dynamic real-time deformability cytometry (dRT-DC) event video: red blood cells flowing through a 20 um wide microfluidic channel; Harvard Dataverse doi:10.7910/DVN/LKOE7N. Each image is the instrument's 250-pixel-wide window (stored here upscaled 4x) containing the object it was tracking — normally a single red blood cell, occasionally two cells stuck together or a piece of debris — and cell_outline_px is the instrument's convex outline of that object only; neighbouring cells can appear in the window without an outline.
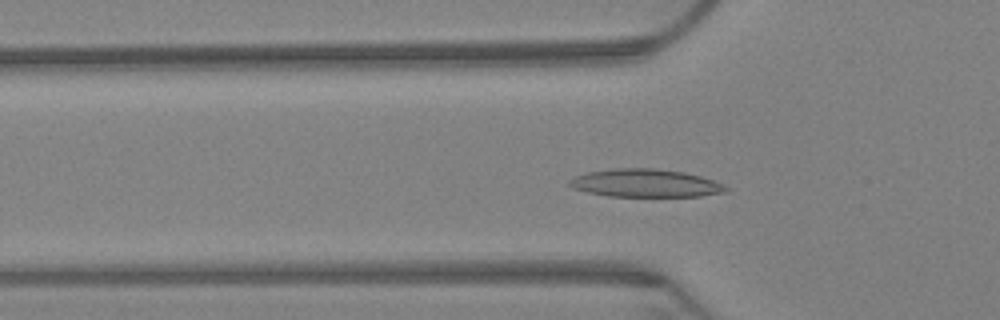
{"species": "Egyptian fruit bat (a non-hibernating species)", "species_latin": "Rousettus aegyptiacus", "temperature_condition": "warm", "stored_images_in_passage": 64, "camera_frame_rate_fps": 3000, "um_per_image_px": 0.085, "animal": {"sex": "female"}, "frame": {"image": 1, "passage_image": 21, "time_ms": 6.667, "image_size_px": [1000, 320], "cell_outline_px": [[728, 192], [700, 196], [608, 196], [588, 192], [572, 188], [568, 184], [568, 180], [576, 176], [588, 172], [612, 168], [656, 168], [684, 172], [700, 176], [724, 184], [728, 188]], "centroid_in_image_um": [54.87, 15.56], "position_along_channel_um": 70.9, "area_um2": 25.55}}
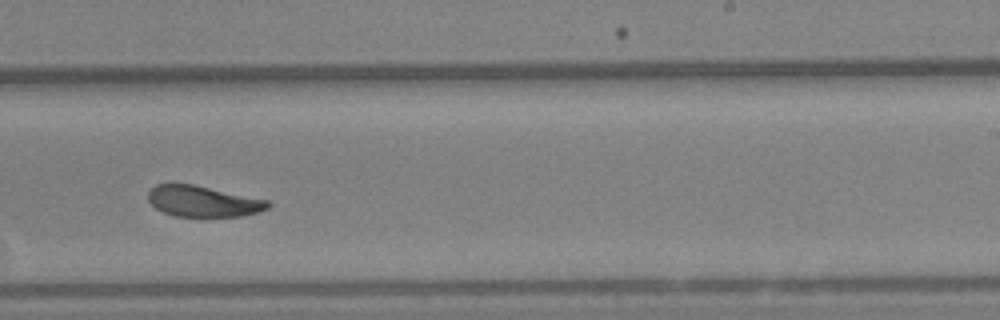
{"frame": {"image": 2, "passage_image": 40, "time_ms": 13.0, "image_size_px": [1000, 320], "cell_outline_px": [[272, 204], [268, 208], [260, 212], [240, 216], [176, 216], [164, 212], [156, 208], [148, 200], [148, 192], [156, 184], [192, 184], [268, 200]], "centroid_in_image_um": [17.28, 17.11], "position_along_channel_um": 271.7, "area_um2": 21.39}}
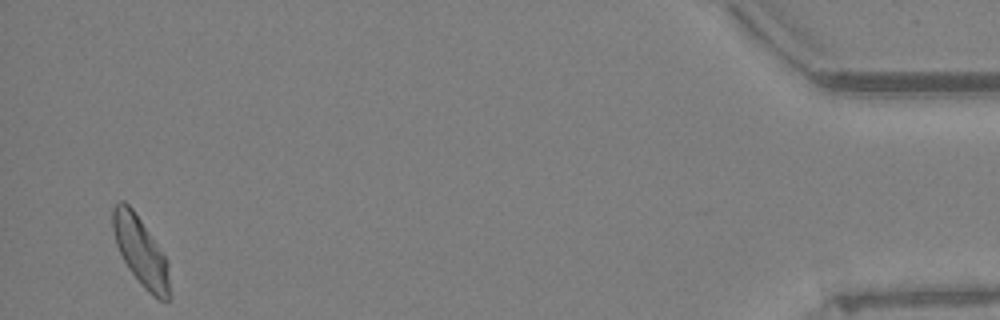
{"frame": {"image": 3, "passage_image": 62, "time_ms": 20.333, "image_size_px": [1000, 320], "cell_outline_px": [[172, 296], [168, 300], [160, 300], [152, 296], [144, 288], [128, 268], [116, 244], [112, 228], [112, 208], [120, 200], [124, 200], [132, 208], [168, 260]], "centroid_in_image_um": [11.99, 21.41], "position_along_channel_um": 423.2, "area_um2": 22.95}, "authors_computed_cell_mechanics": {"area_um2": 23.0622, "velocity_mm_per_s": 3.187, "shape_relaxation_time_tau1_ms": 5.2397, "shape_relaxation_time_tau2_ms": 2.7558, "deformation_change_tau1": 0.1335, "deformation_change_tau2": 0.0901}}